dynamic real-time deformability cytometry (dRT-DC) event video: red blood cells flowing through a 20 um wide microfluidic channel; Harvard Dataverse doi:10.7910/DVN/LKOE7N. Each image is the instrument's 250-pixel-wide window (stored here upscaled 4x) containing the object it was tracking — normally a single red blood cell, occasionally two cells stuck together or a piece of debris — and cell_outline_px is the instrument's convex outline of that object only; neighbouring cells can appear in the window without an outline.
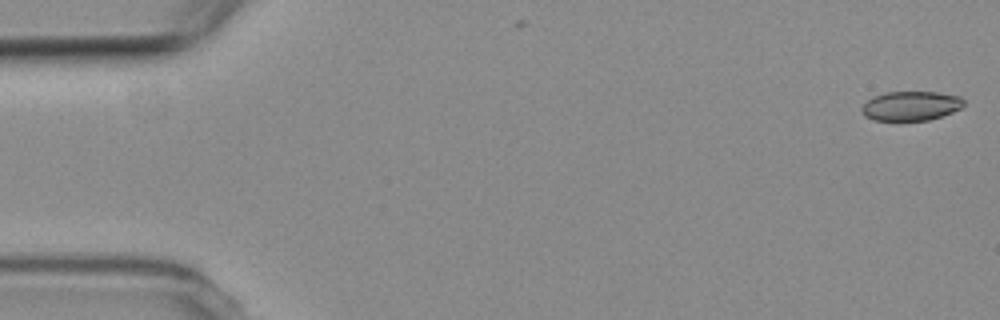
{"species": "common noctule bat (a hibernating species)", "species_latin": "Nyctalus noctula", "temperature_condition": "room temperature", "stored_images_in_passage": 54, "camera_frame_rate_fps": 3000, "um_per_image_px": 0.085, "animal": {"sex": "female", "body_mass_g": 19.3, "forearm_length_mm": 54.1}, "frame": {"image": 1, "passage_image": 1, "time_ms": 0.0, "image_size_px": [1000, 320], "cell_outline_px": [[964, 104], [960, 108], [952, 112], [928, 120], [872, 120], [864, 116], [860, 112], [860, 108], [872, 96], [884, 92], [936, 92], [960, 96], [964, 100]], "centroid_in_image_um": [77.38, 8.99], "position_along_channel_um": 7.6, "area_um2": 17.51}}
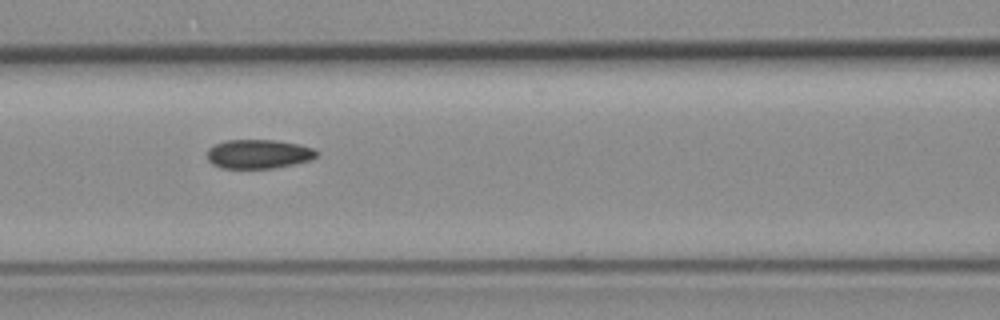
{"frame": {"image": 2, "passage_image": 23, "time_ms": 7.333, "image_size_px": [1000, 320], "cell_outline_px": [[316, 156], [312, 160], [272, 168], [224, 168], [212, 164], [208, 160], [208, 148], [224, 140], [272, 140], [296, 144], [312, 148], [316, 152]], "centroid_in_image_um": [21.94, 13.09], "position_along_channel_um": 144.7, "area_um2": 18.26}}
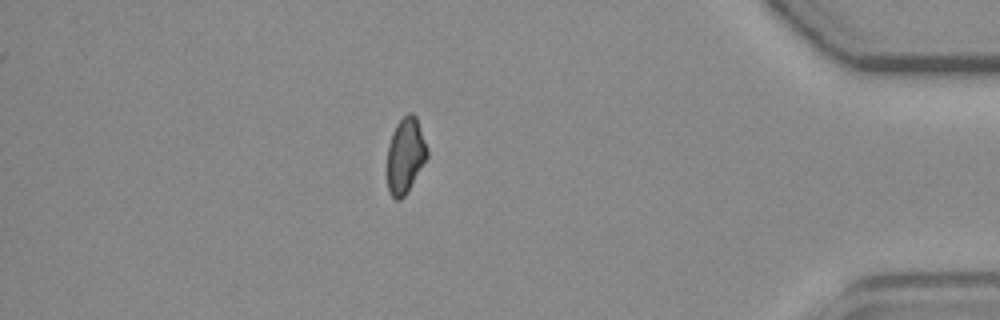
{"frame": {"image": 3, "passage_image": 47, "time_ms": 15.333, "image_size_px": [1000, 320], "cell_outline_px": [[428, 156], [408, 192], [400, 200], [396, 200], [388, 192], [388, 148], [392, 132], [396, 124], [408, 112], [412, 112], [416, 116], [428, 148]], "centroid_in_image_um": [34.47, 13.22], "position_along_channel_um": 400.7, "area_um2": 17.63}, "authors_computed_cell_mechanics": {"area_um2": 18.6983, "velocity_mm_per_s": 3.7601, "shape_relaxation_time_tau1_ms": null, "shape_relaxation_time_tau2_ms": 3.4211, "deformation_change_tau1": null, "deformation_change_tau2": 0.0623}}